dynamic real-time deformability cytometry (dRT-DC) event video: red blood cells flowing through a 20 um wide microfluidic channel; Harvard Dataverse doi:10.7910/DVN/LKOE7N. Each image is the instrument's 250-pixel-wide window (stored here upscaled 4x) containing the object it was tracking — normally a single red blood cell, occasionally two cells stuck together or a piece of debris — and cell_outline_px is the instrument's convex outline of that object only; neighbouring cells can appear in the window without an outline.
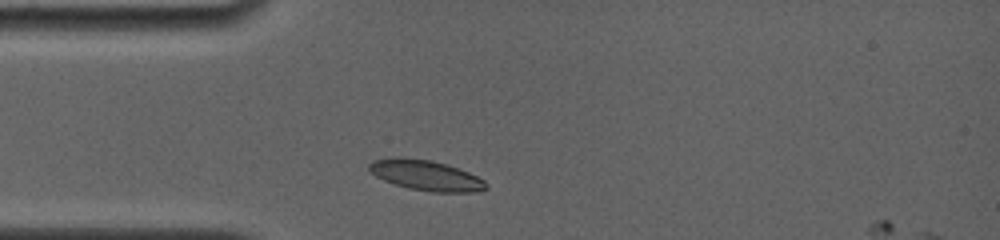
{"species": "common noctule bat (a hibernating species)", "species_latin": "Nyctalus noctula", "temperature_condition": "room temperature", "stored_images_in_passage": 16, "camera_frame_rate_fps": 4000, "um_per_image_px": 0.085, "animal": {"sex": "female", "body_mass_g": 19.0, "forearm_length_mm": 56.7}, "frame": {"image": 1, "passage_image": 2, "time_ms": 0.75, "image_size_px": [1000, 240], "cell_outline_px": [[488, 188], [476, 192], [432, 192], [408, 188], [384, 180], [376, 176], [368, 168], [368, 164], [372, 160], [396, 156], [404, 156], [432, 160], [448, 164], [468, 172], [484, 180], [488, 184]], "centroid_in_image_um": [36.2, 14.88], "position_along_channel_um": 48.8, "area_um2": 20.92}}
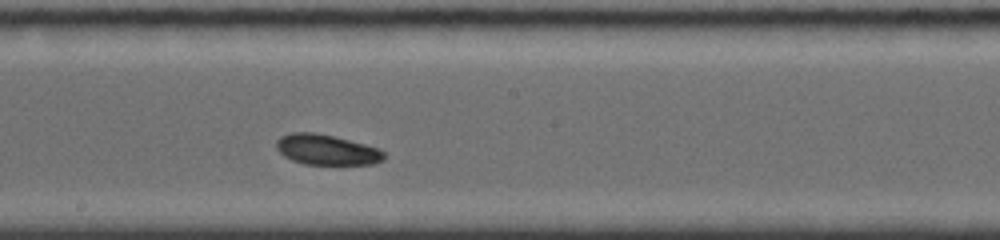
{"frame": {"image": 2, "passage_image": 10, "time_ms": 5.5, "image_size_px": [1000, 240], "cell_outline_px": [[384, 160], [376, 164], [304, 164], [292, 160], [284, 156], [276, 148], [276, 140], [280, 136], [292, 132], [316, 132], [380, 148], [384, 152]], "centroid_in_image_um": [27.75, 12.72], "position_along_channel_um": 220.4, "area_um2": 19.07}}
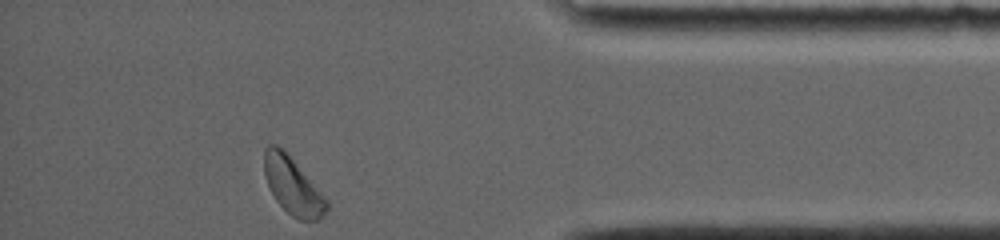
{"frame": {"image": 3, "passage_image": 16, "time_ms": 11.0, "image_size_px": [1000, 240], "cell_outline_px": [[328, 208], [316, 220], [300, 220], [292, 216], [276, 200], [268, 184], [264, 172], [264, 148], [268, 144], [276, 144], [284, 148], [328, 200]], "centroid_in_image_um": [24.86, 15.74], "position_along_channel_um": 410.3, "area_um2": 20.58}, "authors_computed_cell_mechanics": {"area_um2": 19.363, "velocity_mm_per_s": 3.7751, "shape_relaxation_time_tau1_ms": 3.1509, "shape_relaxation_time_tau2_ms": 4.6767, "deformation_change_tau1": 0.0422, "deformation_change_tau2": 0.0929}}